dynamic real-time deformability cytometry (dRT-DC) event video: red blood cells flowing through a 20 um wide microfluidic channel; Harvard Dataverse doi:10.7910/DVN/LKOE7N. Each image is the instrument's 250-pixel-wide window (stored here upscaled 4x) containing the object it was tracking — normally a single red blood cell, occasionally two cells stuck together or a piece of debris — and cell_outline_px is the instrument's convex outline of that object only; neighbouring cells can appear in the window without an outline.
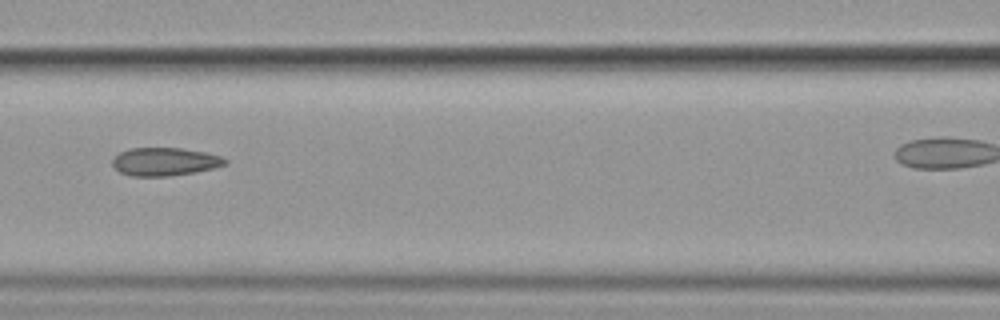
{"species": "common noctule bat (a hibernating species)", "species_latin": "Nyctalus noctula", "temperature_condition": "cold", "stored_images_in_passage": 8, "camera_frame_rate_fps": 3000, "um_per_image_px": 0.085, "animal": {"sex": "female", "body_mass_g": 19.9}, "frame": {"image": 1, "passage_image": 6, "time_ms": 6.0, "image_size_px": [1000, 320], "cell_outline_px": [[228, 164], [196, 172], [168, 176], [132, 176], [120, 172], [112, 164], [112, 160], [120, 152], [128, 148], [180, 148], [208, 152], [220, 156], [228, 160]], "centroid_in_image_um": [14.03, 13.73], "position_along_channel_um": 152.6, "area_um2": 18.5}}